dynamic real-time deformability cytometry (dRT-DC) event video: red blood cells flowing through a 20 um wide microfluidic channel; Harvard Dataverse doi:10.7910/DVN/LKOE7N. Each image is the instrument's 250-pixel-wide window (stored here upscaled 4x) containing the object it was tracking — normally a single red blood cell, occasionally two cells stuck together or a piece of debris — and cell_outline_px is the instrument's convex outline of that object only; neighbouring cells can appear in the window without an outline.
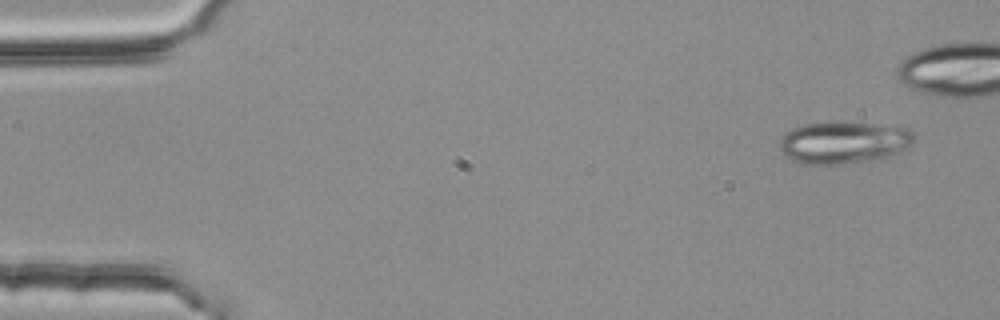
{"species": "common noctule bat (a hibernating species)", "species_latin": "Nyctalus noctula", "temperature_condition": "room temperature", "stored_images_in_passage": 5, "camera_frame_rate_fps": 3000, "um_per_image_px": 0.085, "animal": {"sex": "female", "body_mass_g": 25.1}, "frame": {"image": 1, "passage_image": 1, "time_ms": 0.0, "image_size_px": [1000, 320], "cell_outline_px": [[916, 136], [912, 144], [900, 152], [884, 160], [840, 164], [808, 164], [792, 160], [780, 148], [780, 140], [792, 128], [804, 124], [872, 124], [908, 128]], "centroid_in_image_um": [71.8, 12.16], "position_along_channel_um": 13.2, "area_um2": 32.54}}